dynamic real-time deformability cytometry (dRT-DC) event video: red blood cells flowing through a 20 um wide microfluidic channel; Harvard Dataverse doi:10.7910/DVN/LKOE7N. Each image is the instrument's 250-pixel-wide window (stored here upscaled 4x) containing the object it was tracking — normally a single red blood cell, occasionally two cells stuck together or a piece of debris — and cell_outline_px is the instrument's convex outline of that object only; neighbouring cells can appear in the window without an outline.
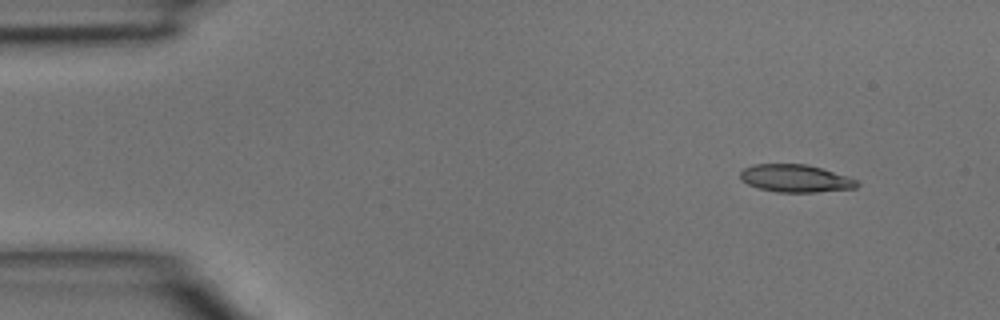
{"species": "common noctule bat (a hibernating species)", "species_latin": "Nyctalus noctula", "temperature_condition": "room temperature", "stored_images_in_passage": 3, "camera_frame_rate_fps": 3000, "um_per_image_px": 0.085, "animal": {"sex": "male", "body_mass_g": 15.6}, "frame": {"image": 1, "passage_image": 1, "time_ms": 0.0, "image_size_px": [1000, 320], "cell_outline_px": [[860, 184], [856, 188], [816, 192], [776, 192], [760, 188], [748, 184], [740, 180], [740, 172], [744, 168], [752, 164], [804, 164], [820, 168], [848, 176], [856, 180]], "centroid_in_image_um": [67.6, 15.16], "position_along_channel_um": 17.4, "area_um2": 18.73}}
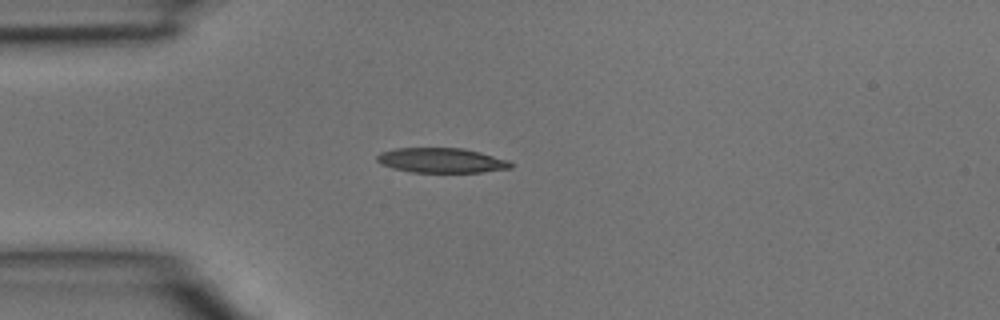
{"frame": {"image": 2, "passage_image": 3, "time_ms": 0.667, "image_size_px": [1000, 320], "cell_outline_px": [[512, 168], [480, 172], [412, 172], [392, 168], [380, 164], [376, 160], [376, 156], [380, 152], [396, 148], [464, 148], [480, 152], [508, 160], [512, 164]], "centroid_in_image_um": [37.49, 13.63], "position_along_channel_um": 47.5, "area_um2": 19.36}}